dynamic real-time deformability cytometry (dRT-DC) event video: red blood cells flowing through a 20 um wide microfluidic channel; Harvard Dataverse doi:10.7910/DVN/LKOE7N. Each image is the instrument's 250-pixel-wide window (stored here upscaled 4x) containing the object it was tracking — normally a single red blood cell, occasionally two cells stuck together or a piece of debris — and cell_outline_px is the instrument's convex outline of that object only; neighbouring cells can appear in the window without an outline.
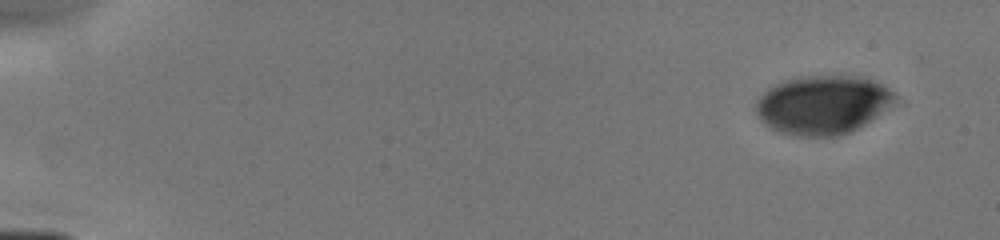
{"species": "human", "species_latin": "Homo sapiens", "temperature_condition": "cold", "stored_images_in_passage": 7, "camera_frame_rate_fps": 3000, "um_per_image_px": 0.085, "donor": {"sex": "male"}, "frame": {"image": 1, "passage_image": 1, "time_ms": 0.0, "image_size_px": [1000, 240], "cell_outline_px": [[896, 104], [864, 124], [848, 132], [836, 136], [796, 136], [780, 132], [768, 128], [760, 120], [756, 112], [756, 100], [768, 88], [784, 80], [804, 76], [860, 76], [872, 80], [888, 88], [896, 96]], "centroid_in_image_um": [69.92, 8.91], "position_along_channel_um": 15.1, "area_um2": 47.69}}
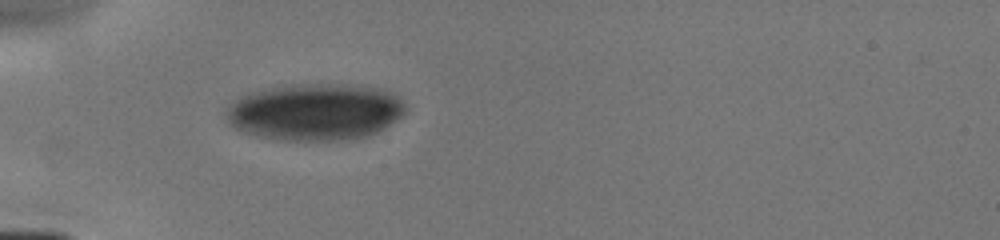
{"frame": {"image": 2, "passage_image": 5, "time_ms": 4.333, "image_size_px": [1000, 240], "cell_outline_px": [[404, 112], [400, 116], [384, 128], [368, 136], [344, 140], [280, 140], [256, 136], [244, 132], [228, 124], [224, 112], [224, 108], [240, 96], [248, 92], [292, 84], [352, 84], [380, 88], [392, 92], [400, 96], [404, 104]], "centroid_in_image_um": [26.75, 9.5], "position_along_channel_um": 58.3, "area_um2": 59.94}}